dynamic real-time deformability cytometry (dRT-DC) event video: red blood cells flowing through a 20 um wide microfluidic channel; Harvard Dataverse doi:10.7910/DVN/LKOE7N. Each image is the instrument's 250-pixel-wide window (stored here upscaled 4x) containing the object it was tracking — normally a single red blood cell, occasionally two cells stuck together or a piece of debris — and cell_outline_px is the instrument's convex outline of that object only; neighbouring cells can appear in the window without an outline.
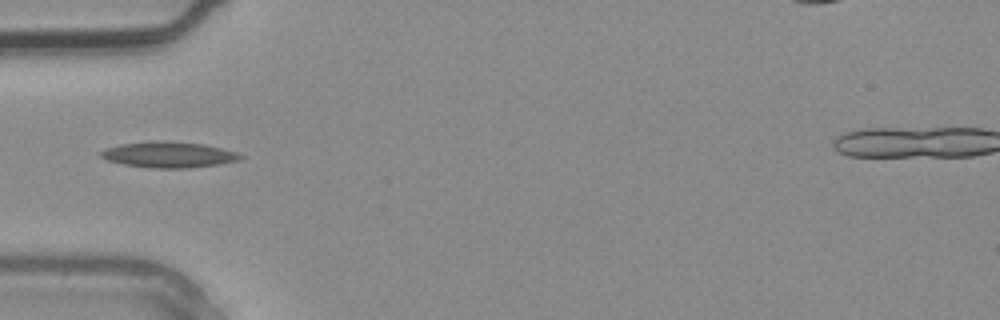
{"species": "common noctule bat (a hibernating species)", "species_latin": "Nyctalus noctula", "temperature_condition": "warm", "stored_images_in_passage": 3, "camera_frame_rate_fps": 3000, "um_per_image_px": 0.085, "animal": {"sex": "male", "body_mass_g": 20.4}, "frame": {"image": 1, "passage_image": 3, "time_ms": 0.667, "image_size_px": [1000, 320], "cell_outline_px": [[244, 156], [240, 160], [220, 164], [188, 168], [152, 168], [124, 164], [108, 160], [100, 156], [100, 152], [108, 148], [120, 144], [152, 140], [160, 140], [204, 144], [236, 152]], "centroid_in_image_um": [14.36, 13.14], "position_along_channel_um": 70.6, "area_um2": 20.98}}